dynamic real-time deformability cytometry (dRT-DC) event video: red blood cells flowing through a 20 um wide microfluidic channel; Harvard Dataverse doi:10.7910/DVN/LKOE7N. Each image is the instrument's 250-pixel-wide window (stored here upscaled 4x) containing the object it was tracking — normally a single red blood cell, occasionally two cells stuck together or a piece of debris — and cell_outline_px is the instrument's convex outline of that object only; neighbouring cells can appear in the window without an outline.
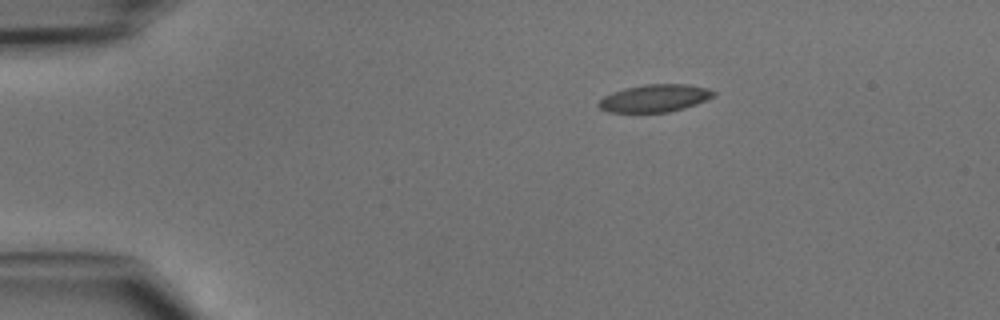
{"species": "common noctule bat (a hibernating species)", "species_latin": "Nyctalus noctula", "temperature_condition": "cold", "stored_images_in_passage": 41, "camera_frame_rate_fps": 3000, "um_per_image_px": 0.085, "animal": {"sex": "male", "body_mass_g": 15.6}, "frame": {"image": 1, "passage_image": 2, "time_ms": 0.333, "image_size_px": [1000, 320], "cell_outline_px": [[716, 92], [712, 96], [696, 104], [684, 108], [668, 112], [608, 112], [600, 108], [596, 104], [604, 96], [612, 92], [624, 88], [644, 84], [688, 84], [708, 88]], "centroid_in_image_um": [55.62, 8.34], "position_along_channel_um": 29.4, "area_um2": 18.38}}
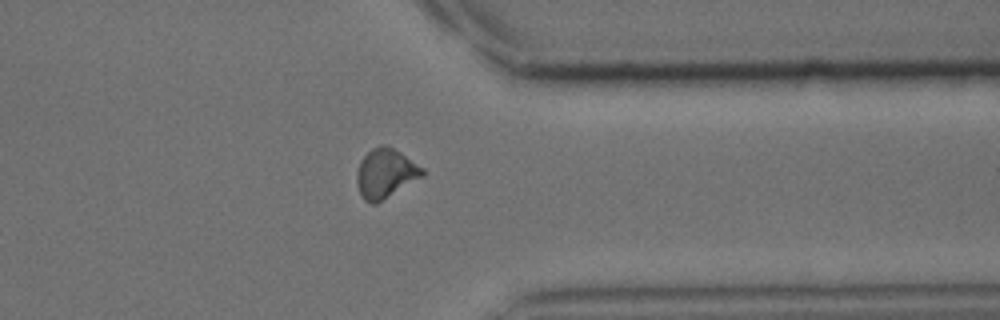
{"frame": {"image": 2, "passage_image": 31, "time_ms": 10.0, "image_size_px": [1000, 320], "cell_outline_px": [[424, 176], [376, 204], [372, 204], [364, 200], [360, 192], [356, 180], [356, 172], [360, 160], [372, 148], [380, 144], [388, 144], [424, 168]], "centroid_in_image_um": [32.77, 14.72], "position_along_channel_um": 378.6, "area_um2": 19.02}}
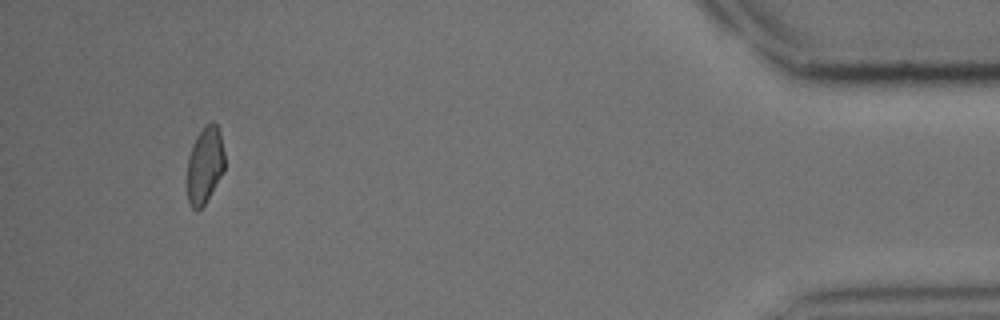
{"frame": {"image": 3, "passage_image": 38, "time_ms": 12.333, "image_size_px": [1000, 320], "cell_outline_px": [[224, 172], [204, 204], [196, 212], [192, 208], [188, 200], [188, 156], [192, 144], [196, 136], [204, 124], [212, 120], [216, 124], [220, 132], [224, 152]], "centroid_in_image_um": [17.42, 13.99], "position_along_channel_um": 417.8, "area_um2": 16.88}}